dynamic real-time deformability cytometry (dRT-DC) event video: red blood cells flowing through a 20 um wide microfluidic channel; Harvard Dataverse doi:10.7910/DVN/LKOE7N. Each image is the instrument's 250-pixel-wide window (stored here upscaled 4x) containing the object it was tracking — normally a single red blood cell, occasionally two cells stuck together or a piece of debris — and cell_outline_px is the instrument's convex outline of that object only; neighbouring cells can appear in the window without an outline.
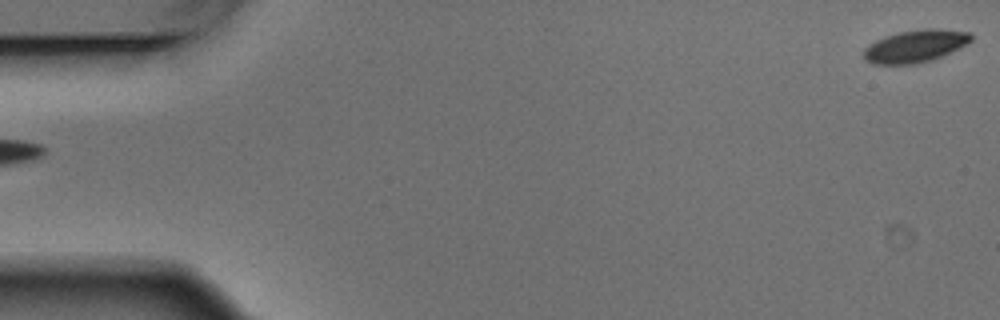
{"species": "Egyptian fruit bat (a non-hibernating species)", "species_latin": "Rousettus aegyptiacus", "temperature_condition": "warm", "stored_images_in_passage": 6, "segment_of_instrument_passage": [2, 2], "camera_frame_rate_fps": 3000, "um_per_image_px": 0.085, "animal": {"sex": "male"}, "frame": {"image": 1, "passage_image": 6, "time_ms": 1.667, "image_size_px": [1000, 320], "cell_outline_px": [[972, 40], [968, 44], [944, 56], [932, 60], [916, 64], [872, 64], [864, 60], [864, 48], [868, 44], [876, 40], [900, 32], [924, 28], [936, 28], [972, 32]], "centroid_in_image_um": [77.84, 3.92], "position_along_channel_um": 7.2, "area_um2": 20.58}}